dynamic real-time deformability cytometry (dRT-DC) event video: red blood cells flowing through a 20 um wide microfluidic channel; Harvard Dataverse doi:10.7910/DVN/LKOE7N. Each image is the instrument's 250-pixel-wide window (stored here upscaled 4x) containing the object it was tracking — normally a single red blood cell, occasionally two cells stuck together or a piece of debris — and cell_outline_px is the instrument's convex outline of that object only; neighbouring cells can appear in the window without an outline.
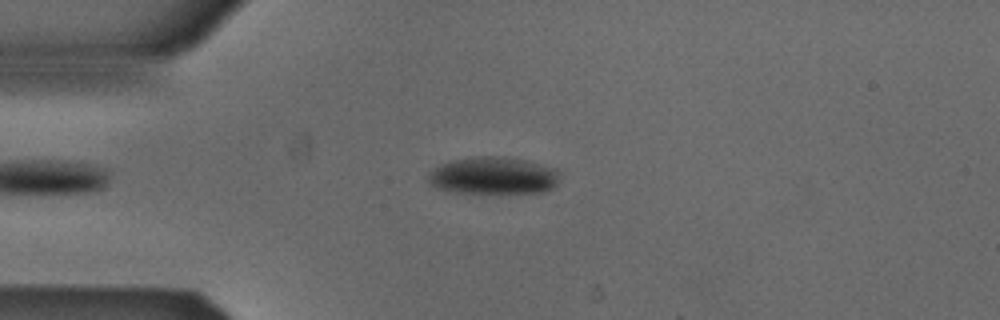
{"species": "Egyptian fruit bat (a non-hibernating species)", "species_latin": "Rousettus aegyptiacus", "temperature_condition": "cold", "stored_images_in_passage": 38, "camera_frame_rate_fps": 3000, "um_per_image_px": 0.085, "animal": {"sex": "male"}, "frame": {"image": 1, "passage_image": 5, "time_ms": 1.333, "image_size_px": [1000, 320], "cell_outline_px": [[560, 172], [556, 184], [552, 188], [544, 192], [456, 192], [436, 188], [428, 184], [428, 172], [440, 164], [456, 160], [480, 156], [496, 156], [524, 160], [556, 168]], "centroid_in_image_um": [41.92, 14.93], "position_along_channel_um": 43.1, "area_um2": 28.26}}
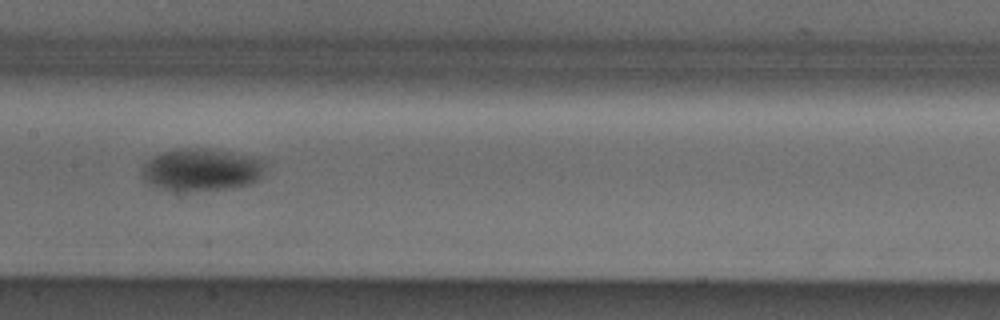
{"frame": {"image": 2, "passage_image": 18, "time_ms": 5.667, "image_size_px": [1000, 320], "cell_outline_px": [[264, 164], [260, 176], [252, 184], [232, 188], [176, 192], [172, 192], [152, 184], [144, 180], [144, 164], [152, 156], [176, 148], [204, 148], [228, 152], [248, 156], [264, 160]], "centroid_in_image_um": [17.11, 14.44], "position_along_channel_um": 190.3, "area_um2": 30.23}}
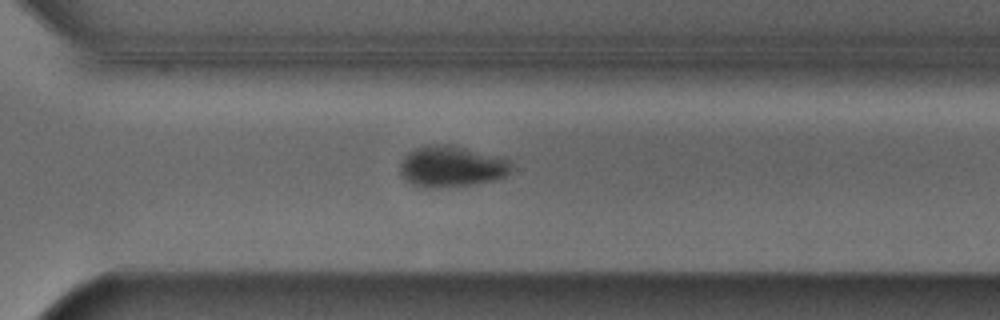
{"frame": {"image": 3, "passage_image": 29, "time_ms": 9.333, "image_size_px": [1000, 320], "cell_outline_px": [[512, 168], [508, 176], [496, 180], [472, 184], [440, 188], [420, 188], [412, 184], [400, 176], [400, 164], [404, 156], [408, 152], [416, 148], [428, 144], [452, 144], [512, 160]], "centroid_in_image_um": [38.38, 14.15], "position_along_channel_um": 332.2, "area_um2": 27.22}, "authors_computed_cell_mechanics": {"area_um2": 29.0156, "velocity_mm_per_s": 3.8849, "shape_relaxation_time_tau1_ms": 1.9403, "shape_relaxation_time_tau2_ms": null, "deformation_change_tau1": 0.0913, "deformation_change_tau2": null}}